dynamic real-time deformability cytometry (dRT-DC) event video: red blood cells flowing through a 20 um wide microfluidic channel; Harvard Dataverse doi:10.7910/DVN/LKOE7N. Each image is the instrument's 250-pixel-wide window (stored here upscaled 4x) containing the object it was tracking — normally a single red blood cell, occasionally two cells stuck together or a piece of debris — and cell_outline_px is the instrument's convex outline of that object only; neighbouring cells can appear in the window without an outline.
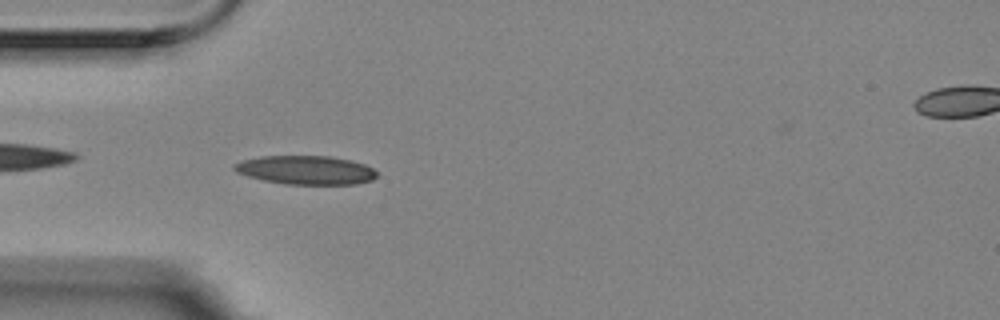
{"species": "Egyptian fruit bat (a non-hibernating species)", "species_latin": "Rousettus aegyptiacus", "temperature_condition": "room temperature", "stored_images_in_passage": 43, "camera_frame_rate_fps": 3000, "um_per_image_px": 0.085, "animal": {"sex": "female"}, "frame": {"image": 1, "passage_image": 3, "time_ms": 0.667, "image_size_px": [1000, 320], "cell_outline_px": [[376, 176], [372, 180], [356, 184], [284, 184], [264, 180], [248, 176], [236, 172], [232, 168], [240, 160], [260, 156], [328, 156], [352, 160], [364, 164], [372, 168], [376, 172]], "centroid_in_image_um": [25.98, 14.45], "position_along_channel_um": 59.0, "area_um2": 23.87}}
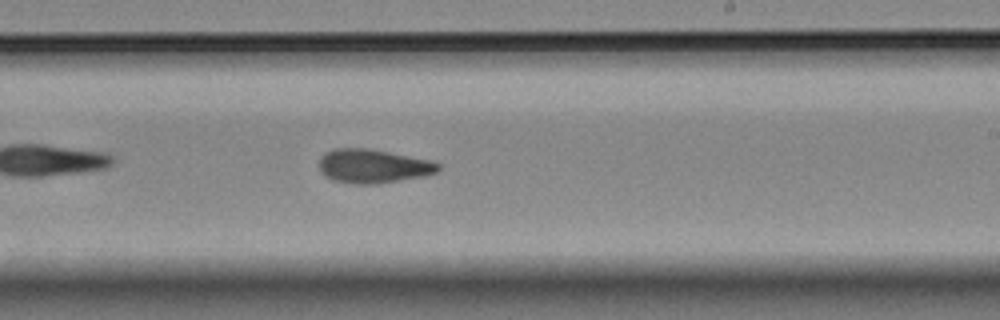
{"frame": {"image": 2, "passage_image": 20, "time_ms": 6.333, "image_size_px": [1000, 320], "cell_outline_px": [[440, 168], [436, 172], [424, 176], [376, 184], [352, 184], [332, 180], [324, 176], [320, 172], [320, 156], [324, 152], [332, 148], [364, 148], [388, 152], [432, 160], [440, 164]], "centroid_in_image_um": [31.67, 14.12], "position_along_channel_um": 257.3, "area_um2": 23.64}}
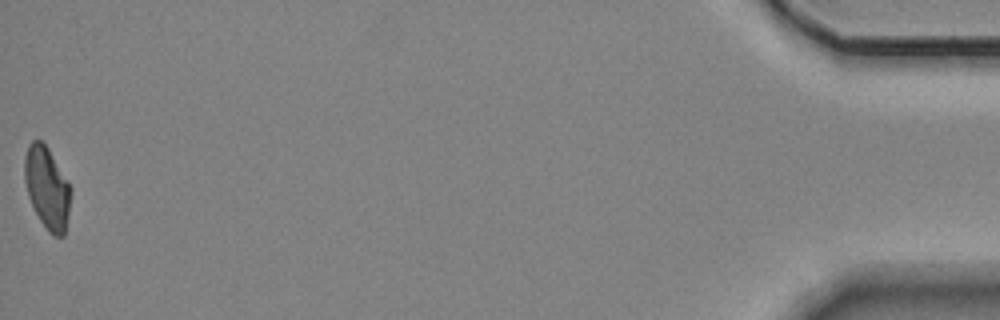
{"frame": {"image": 3, "passage_image": 43, "time_ms": 14.0, "image_size_px": [1000, 320], "cell_outline_px": [[72, 192], [64, 236], [52, 236], [48, 232], [40, 220], [28, 196], [24, 180], [24, 156], [28, 144], [32, 140], [40, 140], [48, 148], [72, 188]], "centroid_in_image_um": [4.0, 15.96], "position_along_channel_um": 431.2, "area_um2": 22.14}, "authors_computed_cell_mechanics": {"area_um2": 22.8888, "velocity_mm_per_s": 3.5278, "shape_relaxation_time_tau1_ms": 10.8258, "shape_relaxation_time_tau2_ms": 1.8446, "deformation_change_tau1": 0.2441, "deformation_change_tau2": 0.082}}